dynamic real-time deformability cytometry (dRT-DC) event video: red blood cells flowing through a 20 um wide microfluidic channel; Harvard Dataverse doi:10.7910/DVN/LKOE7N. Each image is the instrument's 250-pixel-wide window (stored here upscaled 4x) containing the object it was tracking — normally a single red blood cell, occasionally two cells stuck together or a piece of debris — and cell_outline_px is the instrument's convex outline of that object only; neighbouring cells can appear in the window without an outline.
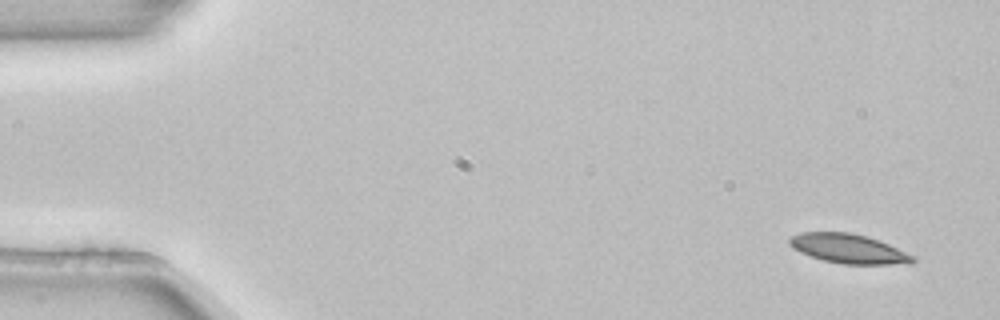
{"species": "common noctule bat (a hibernating species)", "species_latin": "Nyctalus noctula", "temperature_condition": "room temperature", "stored_images_in_passage": 4, "camera_frame_rate_fps": 3000, "um_per_image_px": 0.085, "animal": {"sex": "female", "body_mass_g": 22.7, "forearm_length_mm": 54.2}, "frame": {"image": 1, "passage_image": 1, "time_ms": 0.0, "image_size_px": [1000, 320], "cell_outline_px": [[916, 260], [912, 264], [844, 264], [824, 260], [800, 252], [792, 248], [788, 244], [788, 240], [792, 236], [800, 232], [852, 232], [868, 236], [888, 244], [916, 256]], "centroid_in_image_um": [72.15, 21.13], "position_along_channel_um": 12.8, "area_um2": 21.21}}